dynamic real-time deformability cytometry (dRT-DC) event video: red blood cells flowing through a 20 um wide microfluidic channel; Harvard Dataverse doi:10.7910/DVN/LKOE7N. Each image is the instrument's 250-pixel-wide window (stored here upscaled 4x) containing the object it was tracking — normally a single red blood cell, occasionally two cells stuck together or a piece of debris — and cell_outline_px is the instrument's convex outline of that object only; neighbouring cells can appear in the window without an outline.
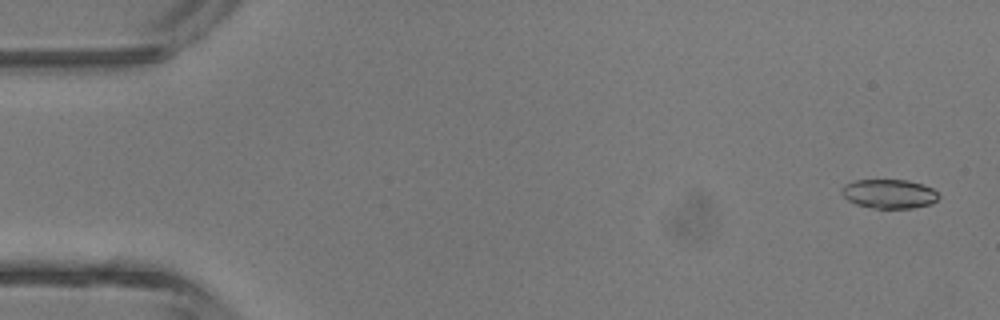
{"species": "common noctule bat (a hibernating species)", "species_latin": "Nyctalus noctula", "temperature_condition": "room temperature", "stored_images_in_passage": 4, "camera_frame_rate_fps": 3000, "um_per_image_px": 0.085, "animal": {"sex": "male", "body_mass_g": 13.3}, "frame": {"image": 1, "passage_image": 1, "time_ms": 0.0, "image_size_px": [1000, 320], "cell_outline_px": [[940, 196], [932, 204], [912, 208], [872, 208], [856, 204], [848, 200], [840, 192], [840, 188], [844, 184], [856, 180], [908, 180], [932, 188]], "centroid_in_image_um": [75.55, 16.48], "position_along_channel_um": 9.5, "area_um2": 16.47}}
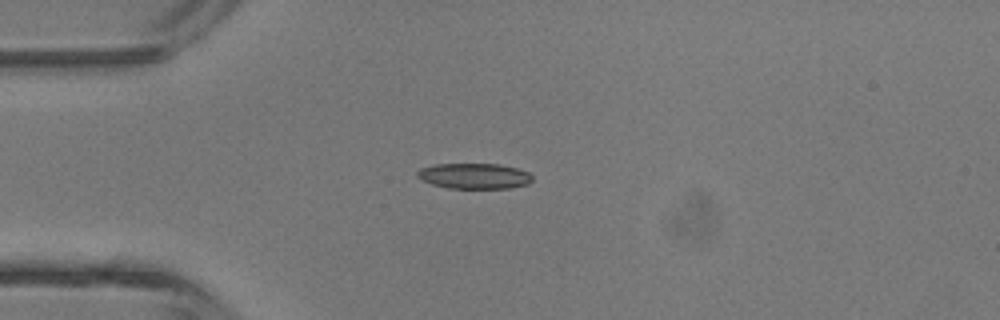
{"frame": {"image": 2, "passage_image": 4, "time_ms": 3.333, "image_size_px": [1000, 320], "cell_outline_px": [[532, 180], [528, 184], [508, 188], [448, 188], [432, 184], [416, 176], [416, 172], [420, 168], [436, 164], [500, 164], [516, 168], [528, 172], [532, 176]], "centroid_in_image_um": [40.31, 14.95], "position_along_channel_um": 44.7, "area_um2": 17.05}}